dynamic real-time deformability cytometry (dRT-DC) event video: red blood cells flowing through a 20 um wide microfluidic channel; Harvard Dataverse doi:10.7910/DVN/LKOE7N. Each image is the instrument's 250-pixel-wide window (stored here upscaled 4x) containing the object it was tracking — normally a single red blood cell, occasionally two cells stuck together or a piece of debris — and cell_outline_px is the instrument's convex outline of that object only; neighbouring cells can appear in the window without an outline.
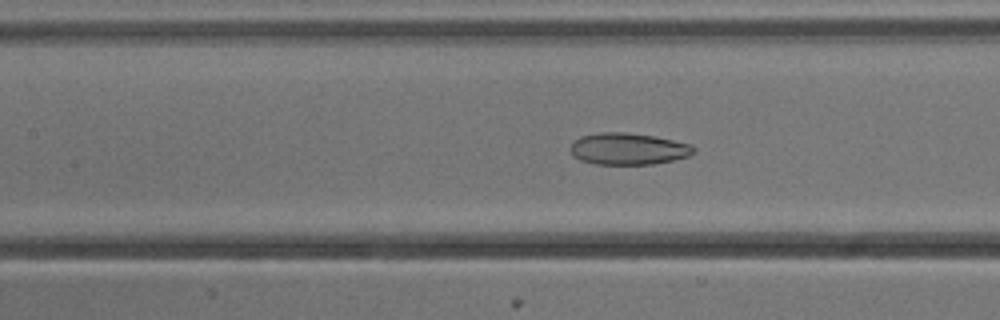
{"species": "common noctule bat (a hibernating species)", "species_latin": "Nyctalus noctula", "temperature_condition": "cold", "stored_images_in_passage": 44, "camera_frame_rate_fps": 3000, "um_per_image_px": 0.085, "animal": {"sex": "male", "body_mass_g": 13.3}, "frame": {"image": 1, "passage_image": 14, "time_ms": 4.333, "image_size_px": [1000, 320], "cell_outline_px": [[696, 152], [688, 156], [672, 160], [652, 164], [596, 164], [580, 160], [572, 156], [568, 148], [580, 136], [600, 132], [624, 132], [656, 136], [692, 144], [696, 148]], "centroid_in_image_um": [53.4, 12.64], "position_along_channel_um": 154.0, "area_um2": 23.0}}
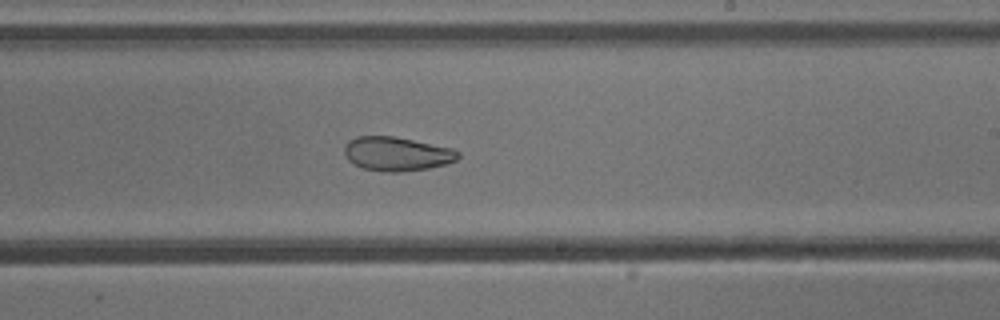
{"frame": {"image": 2, "passage_image": 22, "time_ms": 7.0, "image_size_px": [1000, 320], "cell_outline_px": [[460, 156], [456, 160], [448, 164], [428, 168], [400, 172], [384, 172], [364, 168], [352, 164], [348, 160], [344, 152], [344, 148], [348, 140], [356, 136], [392, 136], [452, 148], [460, 152]], "centroid_in_image_um": [33.72, 13.08], "position_along_channel_um": 255.3, "area_um2": 22.6}}
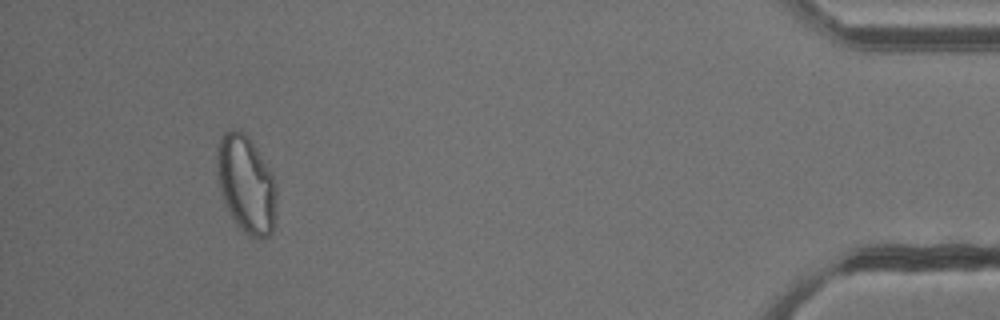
{"frame": {"image": 3, "passage_image": 40, "time_ms": 13.0, "image_size_px": [1000, 320], "cell_outline_px": [[276, 204], [272, 232], [268, 236], [256, 240], [240, 232], [228, 212], [224, 204], [216, 172], [216, 156], [220, 136], [224, 132], [236, 128], [244, 132], [248, 136], [256, 148], [268, 168], [276, 184]], "centroid_in_image_um": [20.9, 15.7], "position_along_channel_um": 414.3, "area_um2": 34.28}, "authors_computed_cell_mechanics": {"area_um2": 26.4146, "velocity_mm_per_s": 3.8123, "shape_relaxation_time_tau1_ms": null, "shape_relaxation_time_tau2_ms": 3.4618, "deformation_change_tau1": null, "deformation_change_tau2": 0.0778}}